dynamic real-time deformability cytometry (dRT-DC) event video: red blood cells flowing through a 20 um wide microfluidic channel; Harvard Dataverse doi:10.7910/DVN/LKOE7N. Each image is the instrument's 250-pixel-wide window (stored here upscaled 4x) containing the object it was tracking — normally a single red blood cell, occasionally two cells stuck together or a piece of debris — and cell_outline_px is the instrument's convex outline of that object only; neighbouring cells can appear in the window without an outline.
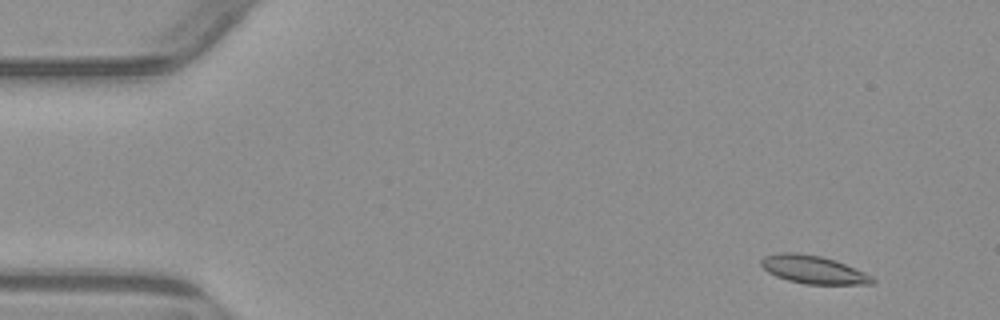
{"species": "common noctule bat (a hibernating species)", "species_latin": "Nyctalus noctula", "temperature_condition": "warm", "stored_images_in_passage": 4, "camera_frame_rate_fps": 3000, "um_per_image_px": 0.085, "animal": {"sex": "male", "body_mass_g": 23.1, "forearm_length_mm": 52.7}, "frame": {"image": 1, "passage_image": 1, "time_ms": 0.0, "image_size_px": [1000, 320], "cell_outline_px": [[876, 280], [872, 284], [804, 284], [788, 280], [776, 276], [768, 272], [760, 264], [760, 260], [764, 256], [776, 252], [796, 252], [820, 256], [836, 260], [864, 272], [872, 276]], "centroid_in_image_um": [69.11, 22.91], "position_along_channel_um": 15.9, "area_um2": 18.26}}
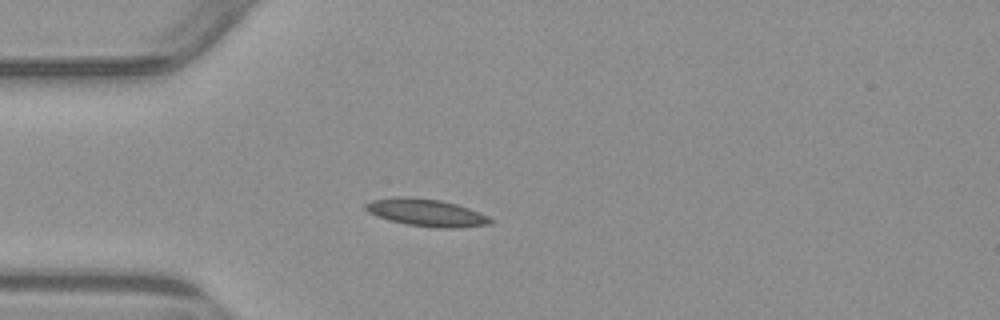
{"frame": {"image": 2, "passage_image": 3, "time_ms": 3.333, "image_size_px": [1000, 320], "cell_outline_px": [[492, 224], [456, 228], [436, 228], [408, 224], [376, 216], [368, 212], [364, 208], [364, 204], [372, 200], [392, 196], [404, 196], [440, 200], [456, 204], [468, 208], [488, 216], [492, 220]], "centroid_in_image_um": [36.21, 18.06], "position_along_channel_um": 48.8, "area_um2": 19.83}}